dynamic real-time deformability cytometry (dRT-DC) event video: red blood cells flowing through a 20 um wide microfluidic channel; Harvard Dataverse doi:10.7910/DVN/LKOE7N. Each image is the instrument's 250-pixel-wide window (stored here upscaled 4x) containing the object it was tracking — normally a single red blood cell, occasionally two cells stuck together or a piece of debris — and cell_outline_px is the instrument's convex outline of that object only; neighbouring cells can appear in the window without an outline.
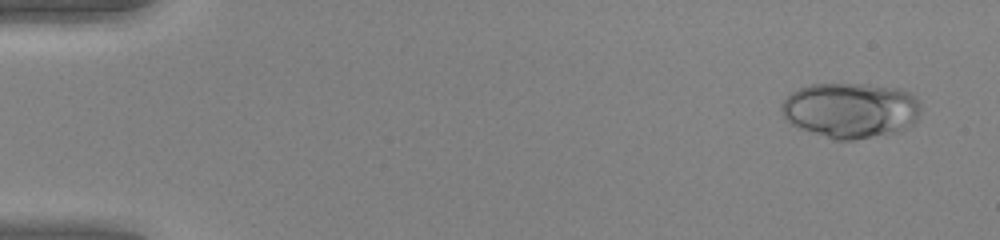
{"species": "human", "species_latin": "Homo sapiens", "temperature_condition": "warm", "stored_images_in_passage": 49, "camera_frame_rate_fps": 3000, "um_per_image_px": 0.085, "donor": {"sex": "female"}, "frame": {"image": 1, "passage_image": 3, "time_ms": 0.667, "image_size_px": [1000, 240], "cell_outline_px": [[920, 112], [916, 120], [912, 124], [896, 132], [856, 140], [836, 140], [800, 128], [792, 124], [784, 116], [780, 108], [784, 100], [792, 92], [800, 88], [812, 84], [868, 84], [900, 88], [916, 96], [920, 104]], "centroid_in_image_um": [72.33, 9.36], "position_along_channel_um": 12.7, "area_um2": 44.91}}
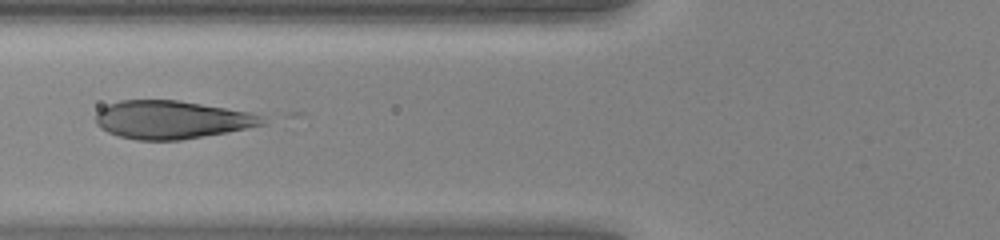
{"frame": {"image": 2, "passage_image": 20, "time_ms": 6.333, "image_size_px": [1000, 240], "cell_outline_px": [[268, 124], [228, 132], [180, 140], [136, 140], [116, 136], [100, 128], [96, 124], [96, 112], [100, 108], [108, 104], [120, 100], [176, 100], [252, 112], [264, 116], [268, 120]], "centroid_in_image_um": [14.61, 10.18], "position_along_channel_um": 111.2, "area_um2": 37.4}}
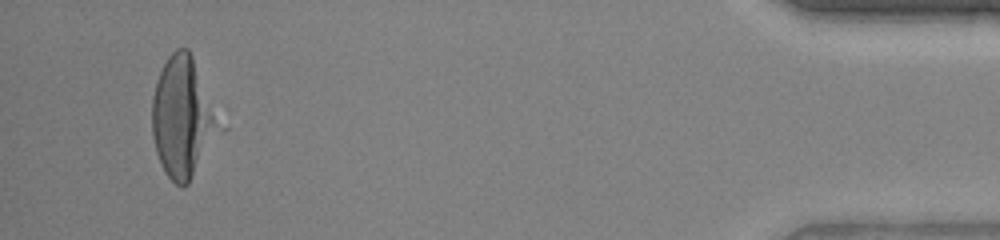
{"frame": {"image": 3, "passage_image": 47, "time_ms": 15.333, "image_size_px": [1000, 240], "cell_outline_px": [[228, 128], [188, 184], [176, 184], [168, 176], [156, 152], [152, 136], [152, 96], [156, 80], [168, 56], [176, 48], [188, 48]], "centroid_in_image_um": [15.64, 10.0], "position_along_channel_um": 419.6, "area_um2": 48.78}}